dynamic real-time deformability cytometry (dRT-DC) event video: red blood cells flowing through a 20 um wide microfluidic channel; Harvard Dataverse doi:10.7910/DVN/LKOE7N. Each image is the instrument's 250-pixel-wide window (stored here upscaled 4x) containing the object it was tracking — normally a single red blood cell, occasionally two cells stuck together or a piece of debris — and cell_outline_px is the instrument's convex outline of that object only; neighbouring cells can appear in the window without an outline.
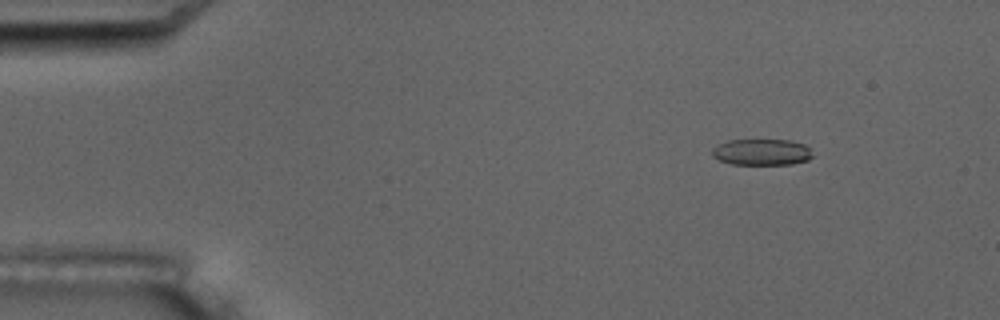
{"species": "common noctule bat (a hibernating species)", "species_latin": "Nyctalus noctula", "temperature_condition": "room temperature", "stored_images_in_passage": 7, "camera_frame_rate_fps": 3000, "um_per_image_px": 0.085, "animal": {"sex": "male", "body_mass_g": 17.5, "forearm_length_mm": 52.3}, "frame": {"image": 1, "passage_image": 3, "time_ms": 2.333, "image_size_px": [1000, 320], "cell_outline_px": [[812, 156], [808, 160], [792, 164], [732, 164], [720, 160], [712, 156], [712, 148], [716, 144], [728, 140], [792, 140], [804, 144], [808, 148]], "centroid_in_image_um": [64.71, 12.92], "position_along_channel_um": 20.3, "area_um2": 15.37}}
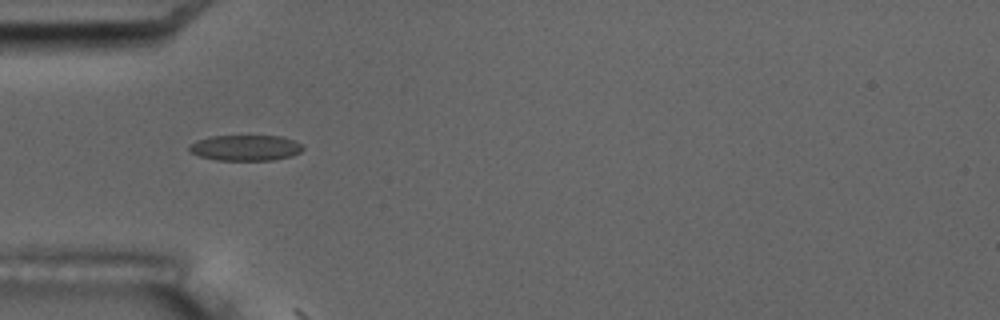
{"frame": {"image": 2, "passage_image": 6, "time_ms": 6.0, "image_size_px": [1000, 320], "cell_outline_px": [[304, 148], [300, 152], [292, 156], [272, 160], [216, 160], [200, 156], [188, 152], [188, 144], [196, 140], [208, 136], [280, 136], [292, 140], [300, 144]], "centroid_in_image_um": [20.8, 12.56], "position_along_channel_um": 64.2, "area_um2": 17.11}}